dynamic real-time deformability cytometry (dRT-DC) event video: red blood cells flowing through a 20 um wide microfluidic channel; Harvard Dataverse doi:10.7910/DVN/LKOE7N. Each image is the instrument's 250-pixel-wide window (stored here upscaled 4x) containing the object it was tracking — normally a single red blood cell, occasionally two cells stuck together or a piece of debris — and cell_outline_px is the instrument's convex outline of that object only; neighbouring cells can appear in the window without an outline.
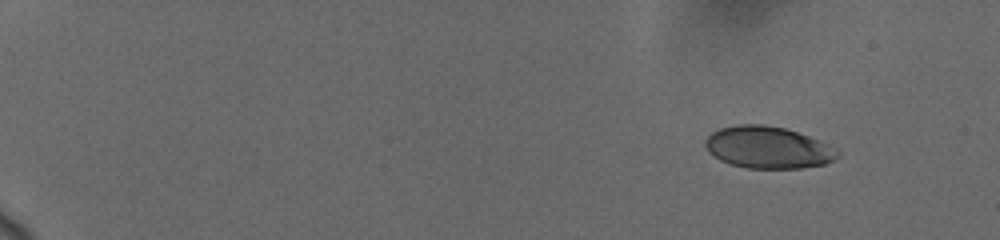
{"species": "human", "species_latin": "Homo sapiens", "temperature_condition": "cold", "stored_images_in_passage": 13, "camera_frame_rate_fps": 3000, "um_per_image_px": 0.085, "donor": {"sex": "female"}, "frame": {"image": 1, "passage_image": 1, "time_ms": 0.0, "image_size_px": [1000, 240], "cell_outline_px": [[840, 156], [824, 164], [800, 168], [748, 168], [732, 164], [720, 160], [712, 156], [708, 152], [704, 144], [704, 140], [712, 132], [720, 128], [736, 124], [764, 124], [784, 128], [808, 136], [828, 144], [836, 148], [840, 152]], "centroid_in_image_um": [65.25, 12.53], "position_along_channel_um": 19.7, "area_um2": 32.37}}
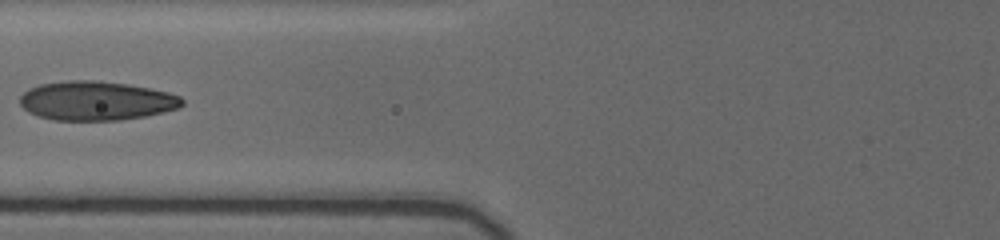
{"frame": {"image": 2, "passage_image": 8, "time_ms": 7.0, "image_size_px": [1000, 240], "cell_outline_px": [[184, 104], [180, 108], [164, 112], [144, 116], [120, 120], [52, 120], [36, 116], [28, 112], [20, 104], [20, 96], [28, 88], [40, 84], [68, 80], [96, 80], [128, 84], [168, 92], [180, 96], [184, 100]], "centroid_in_image_um": [8.17, 8.57], "position_along_channel_um": 117.6, "area_um2": 37.22}}
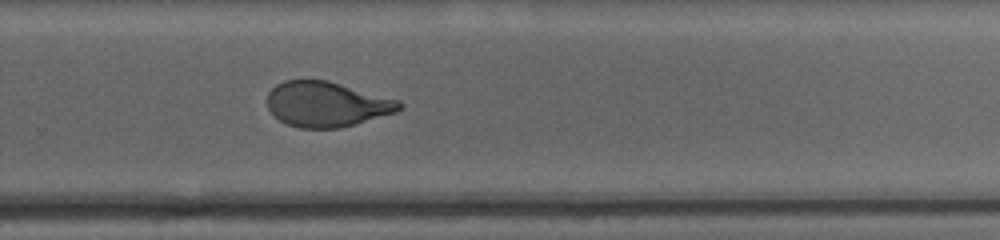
{"frame": {"image": 3, "passage_image": 13, "time_ms": 12.0, "image_size_px": [1000, 240], "cell_outline_px": [[404, 108], [396, 112], [340, 128], [300, 128], [288, 124], [280, 120], [268, 108], [268, 92], [276, 84], [284, 80], [328, 80], [400, 100], [404, 104]], "centroid_in_image_um": [27.8, 8.85], "position_along_channel_um": 302.0, "area_um2": 34.74}}